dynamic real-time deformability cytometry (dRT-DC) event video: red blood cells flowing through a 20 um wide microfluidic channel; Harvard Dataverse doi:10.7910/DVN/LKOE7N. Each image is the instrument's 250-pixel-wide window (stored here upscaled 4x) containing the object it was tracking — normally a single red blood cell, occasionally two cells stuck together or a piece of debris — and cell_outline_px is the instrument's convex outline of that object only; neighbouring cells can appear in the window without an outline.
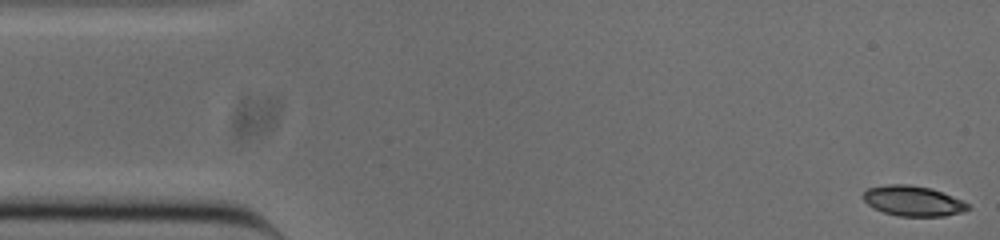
{"species": "common noctule bat (a hibernating species)", "species_latin": "Nyctalus noctula", "temperature_condition": "cold", "stored_images_in_passage": 52, "camera_frame_rate_fps": 3000, "um_per_image_px": 0.085, "animal": {"sex": "male", "body_mass_g": 20.0, "forearm_length_mm": 53.3}, "frame": {"image": 1, "passage_image": 1, "time_ms": 0.0, "image_size_px": [1000, 240], "cell_outline_px": [[972, 208], [960, 212], [944, 216], [900, 216], [884, 212], [872, 208], [864, 200], [864, 192], [868, 188], [888, 184], [908, 184], [932, 188], [960, 200], [968, 204]], "centroid_in_image_um": [77.59, 17.07], "position_along_channel_um": 7.4, "area_um2": 18.26}}
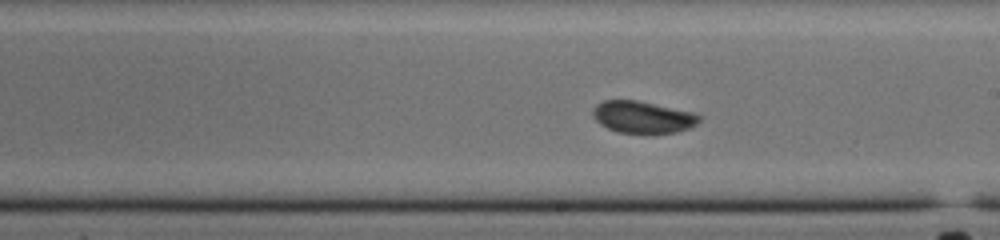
{"frame": {"image": 2, "passage_image": 28, "time_ms": 9.0, "image_size_px": [1000, 240], "cell_outline_px": [[704, 116], [696, 124], [688, 128], [676, 132], [616, 132], [600, 124], [592, 116], [592, 108], [596, 104], [604, 100], [636, 100], [696, 112]], "centroid_in_image_um": [54.64, 9.93], "position_along_channel_um": 234.4, "area_um2": 19.83}}
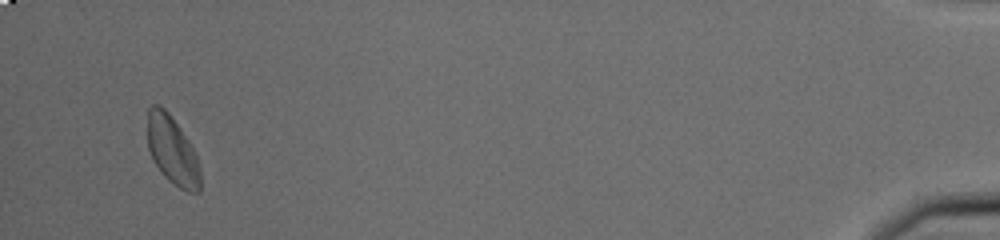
{"frame": {"image": 3, "passage_image": 50, "time_ms": 16.333, "image_size_px": [1000, 240], "cell_outline_px": [[200, 192], [188, 192], [180, 188], [168, 180], [164, 176], [152, 160], [148, 148], [148, 108], [152, 104], [160, 104], [168, 112], [188, 140], [196, 156], [200, 168]], "centroid_in_image_um": [14.63, 12.79], "position_along_channel_um": 420.6, "area_um2": 20.98}, "authors_computed_cell_mechanics": {"area_um2": 19.9988, "velocity_mm_per_s": 3.7992, "shape_relaxation_time_tau1_ms": 1.4215, "shape_relaxation_time_tau2_ms": 2.0372, "deformation_change_tau1": 0.0786, "deformation_change_tau2": 0.0428}}